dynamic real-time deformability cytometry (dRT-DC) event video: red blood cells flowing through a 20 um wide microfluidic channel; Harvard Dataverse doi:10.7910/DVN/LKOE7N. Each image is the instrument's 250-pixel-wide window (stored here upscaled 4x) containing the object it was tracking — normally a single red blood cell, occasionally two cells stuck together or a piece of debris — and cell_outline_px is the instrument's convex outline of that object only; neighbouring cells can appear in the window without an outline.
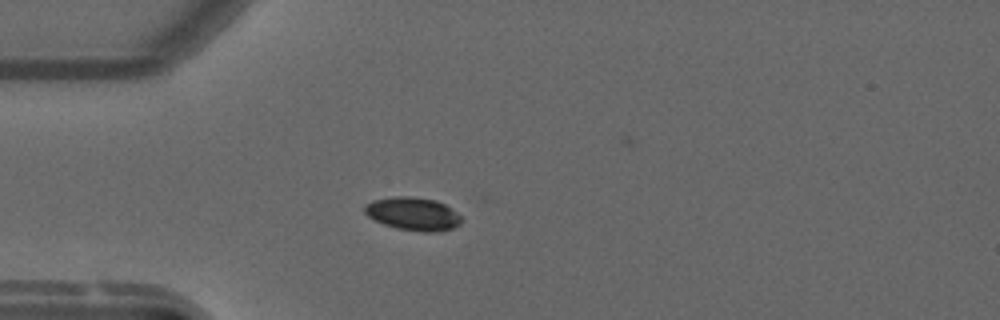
{"species": "common noctule bat (a hibernating species)", "species_latin": "Nyctalus noctula", "temperature_condition": "warm", "stored_images_in_passage": 40, "camera_frame_rate_fps": 3000, "um_per_image_px": 0.085, "animal": {"sex": "male", "forearm_length_mm": 52.5}, "frame": {"image": 1, "passage_image": 1, "time_ms": 0.0, "image_size_px": [1000, 320], "cell_outline_px": [[460, 224], [452, 228], [436, 232], [424, 232], [396, 228], [384, 224], [368, 216], [364, 212], [364, 204], [372, 200], [392, 196], [408, 196], [436, 200], [444, 204], [456, 212], [460, 216]], "centroid_in_image_um": [35.07, 18.16], "position_along_channel_um": 49.9, "area_um2": 18.61}}
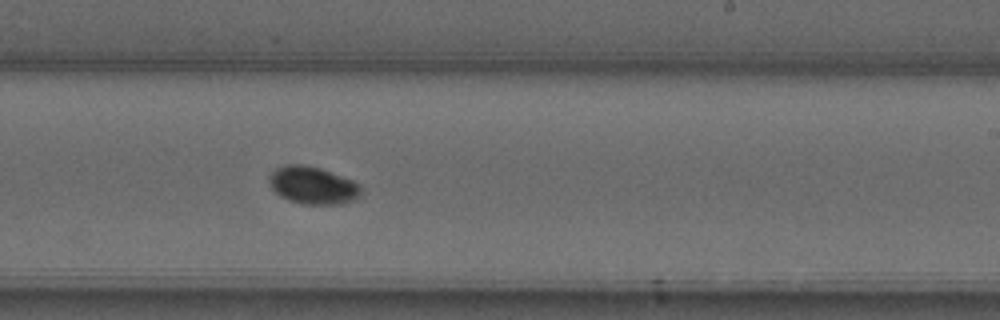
{"frame": {"image": 2, "passage_image": 19, "time_ms": 6.0, "image_size_px": [1000, 320], "cell_outline_px": [[360, 196], [356, 200], [344, 204], [300, 204], [288, 200], [280, 196], [268, 184], [268, 176], [276, 168], [288, 164], [304, 164], [320, 168], [352, 180], [360, 184]], "centroid_in_image_um": [26.58, 15.76], "position_along_channel_um": 262.4, "area_um2": 20.29}}
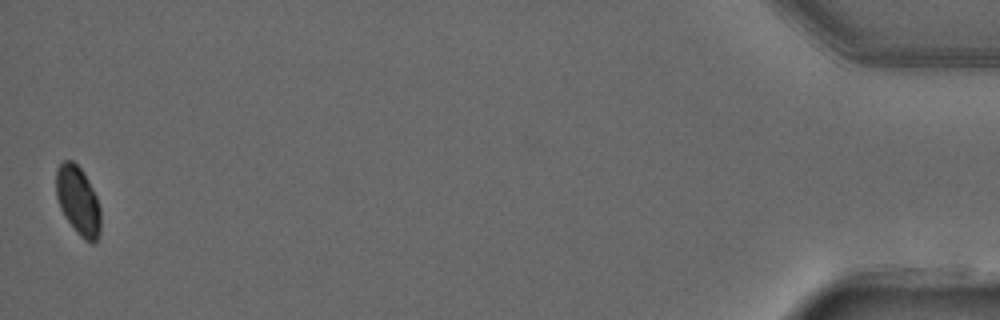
{"frame": {"image": 3, "passage_image": 40, "time_ms": 13.0, "image_size_px": [1000, 320], "cell_outline_px": [[100, 232], [96, 240], [92, 244], [84, 240], [76, 232], [64, 216], [60, 208], [56, 196], [56, 168], [64, 160], [72, 160], [84, 172], [96, 196], [100, 208]], "centroid_in_image_um": [6.63, 17.06], "position_along_channel_um": 428.6, "area_um2": 17.92}, "authors_computed_cell_mechanics": {"area_um2": 18.6116, "velocity_mm_per_s": 3.7466, "shape_relaxation_time_tau1_ms": 7.4553, "shape_relaxation_time_tau2_ms": null, "deformation_change_tau1": 0.0952, "deformation_change_tau2": null}}